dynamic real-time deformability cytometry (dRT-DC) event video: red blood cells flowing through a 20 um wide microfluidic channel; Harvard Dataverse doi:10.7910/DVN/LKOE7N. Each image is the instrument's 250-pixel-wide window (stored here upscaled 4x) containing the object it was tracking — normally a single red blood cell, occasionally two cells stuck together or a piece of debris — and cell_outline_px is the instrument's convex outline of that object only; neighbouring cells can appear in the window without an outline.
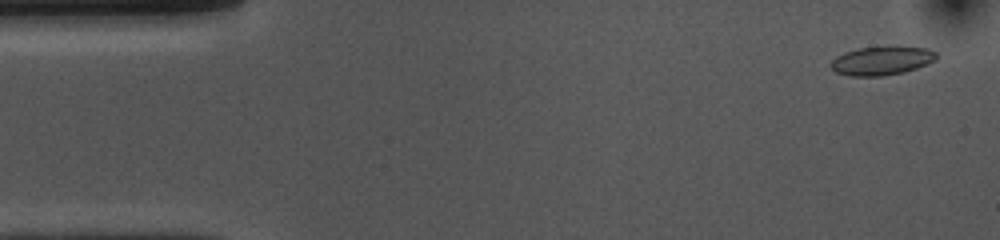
{"species": "common noctule bat (a hibernating species)", "species_latin": "Nyctalus noctula", "temperature_condition": "cold", "stored_images_in_passage": 52, "camera_frame_rate_fps": 3000, "um_per_image_px": 0.085, "animal": {"sex": "female", "body_mass_g": 10.0, "forearm_length_mm": 53.1}, "frame": {"image": 1, "passage_image": 2, "time_ms": 0.333, "image_size_px": [1000, 240], "cell_outline_px": [[936, 60], [916, 68], [904, 72], [880, 76], [848, 76], [836, 72], [828, 64], [836, 56], [844, 52], [856, 48], [928, 48], [936, 52]], "centroid_in_image_um": [74.88, 5.18], "position_along_channel_um": 10.1, "area_um2": 17.28}}
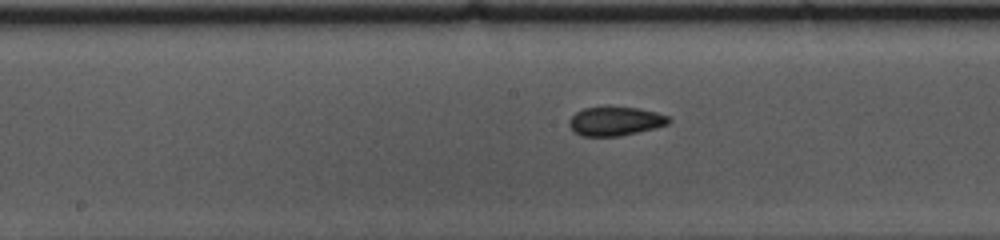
{"frame": {"image": 2, "passage_image": 25, "time_ms": 8.0, "image_size_px": [1000, 240], "cell_outline_px": [[672, 120], [668, 124], [620, 136], [580, 136], [568, 124], [568, 120], [576, 112], [584, 108], [604, 104], [640, 108], [656, 112], [668, 116]], "centroid_in_image_um": [52.27, 10.25], "position_along_channel_um": 195.9, "area_um2": 17.22}}
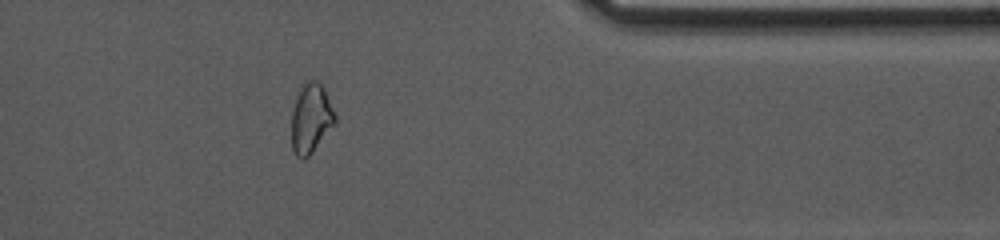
{"frame": {"image": 3, "passage_image": 42, "time_ms": 13.667, "image_size_px": [1000, 240], "cell_outline_px": [[336, 124], [312, 152], [304, 160], [300, 160], [296, 156], [292, 148], [292, 108], [300, 88], [304, 80], [320, 80], [324, 88], [336, 116]], "centroid_in_image_um": [26.43, 10.05], "position_along_channel_um": 385.0, "area_um2": 17.92}, "authors_computed_cell_mechanics": {"area_um2": 17.34, "velocity_mm_per_s": 3.7167, "shape_relaxation_time_tau1_ms": 9.3324, "shape_relaxation_time_tau2_ms": 2.359, "deformation_change_tau1": 0.1585, "deformation_change_tau2": 0.073}}